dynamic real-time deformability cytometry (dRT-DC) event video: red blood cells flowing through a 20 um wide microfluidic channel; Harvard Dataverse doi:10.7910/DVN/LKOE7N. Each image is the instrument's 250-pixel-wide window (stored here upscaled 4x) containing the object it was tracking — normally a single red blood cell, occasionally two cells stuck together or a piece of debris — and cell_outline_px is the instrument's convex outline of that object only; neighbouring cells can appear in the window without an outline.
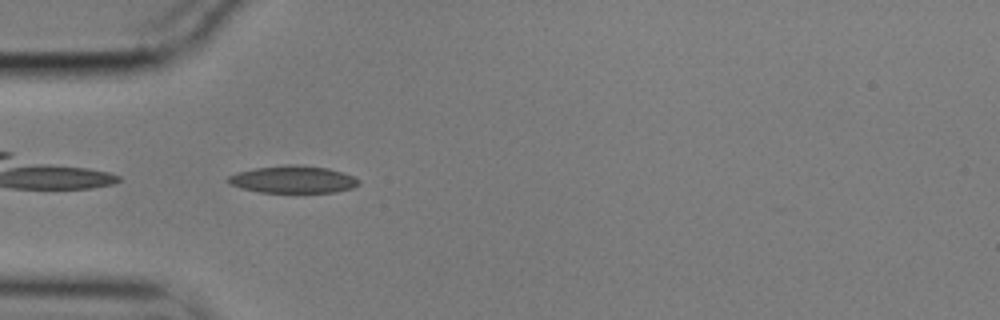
{"species": "common noctule bat (a hibernating species)", "species_latin": "Nyctalus noctula", "temperature_condition": "cold", "stored_images_in_passage": 41, "camera_frame_rate_fps": 3000, "um_per_image_px": 0.085, "animal": {"sex": "male", "body_mass_g": 17.9}, "frame": {"image": 1, "passage_image": 2, "time_ms": 0.333, "image_size_px": [1000, 320], "cell_outline_px": [[360, 184], [352, 188], [336, 192], [260, 192], [240, 188], [224, 180], [228, 176], [236, 172], [252, 168], [284, 164], [296, 164], [328, 168], [344, 172], [360, 180]], "centroid_in_image_um": [24.89, 15.24], "position_along_channel_um": 60.1, "area_um2": 21.04}}
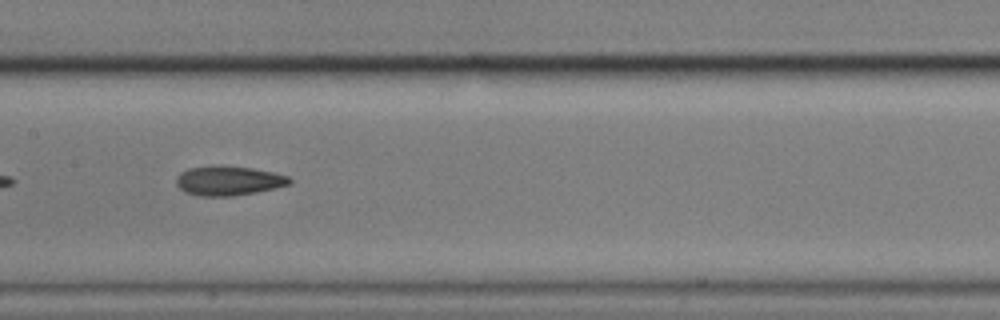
{"frame": {"image": 2, "passage_image": 13, "time_ms": 4.0, "image_size_px": [1000, 320], "cell_outline_px": [[292, 180], [288, 184], [276, 188], [256, 192], [232, 196], [200, 196], [184, 192], [176, 184], [176, 176], [180, 172], [188, 168], [220, 164], [252, 168], [272, 172], [288, 176]], "centroid_in_image_um": [19.38, 15.35], "position_along_channel_um": 188.0, "area_um2": 19.65}}
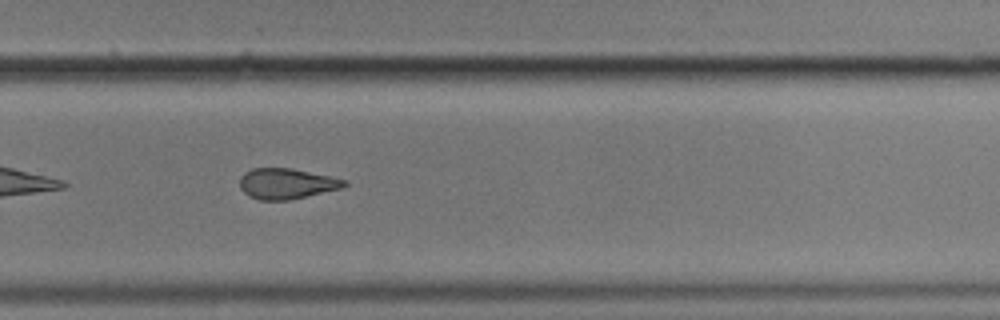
{"frame": {"image": 3, "passage_image": 23, "time_ms": 7.333, "image_size_px": [1000, 320], "cell_outline_px": [[348, 184], [344, 188], [288, 200], [260, 200], [248, 196], [240, 188], [240, 176], [244, 172], [252, 168], [292, 168], [348, 180]], "centroid_in_image_um": [24.37, 15.61], "position_along_channel_um": 305.4, "area_um2": 18.79}, "authors_computed_cell_mechanics": {"area_um2": 19.941, "velocity_mm_per_s": 3.5422, "shape_relaxation_time_tau1_ms": null, "shape_relaxation_time_tau2_ms": 10.8011, "deformation_change_tau1": null, "deformation_change_tau2": 0.2122}}